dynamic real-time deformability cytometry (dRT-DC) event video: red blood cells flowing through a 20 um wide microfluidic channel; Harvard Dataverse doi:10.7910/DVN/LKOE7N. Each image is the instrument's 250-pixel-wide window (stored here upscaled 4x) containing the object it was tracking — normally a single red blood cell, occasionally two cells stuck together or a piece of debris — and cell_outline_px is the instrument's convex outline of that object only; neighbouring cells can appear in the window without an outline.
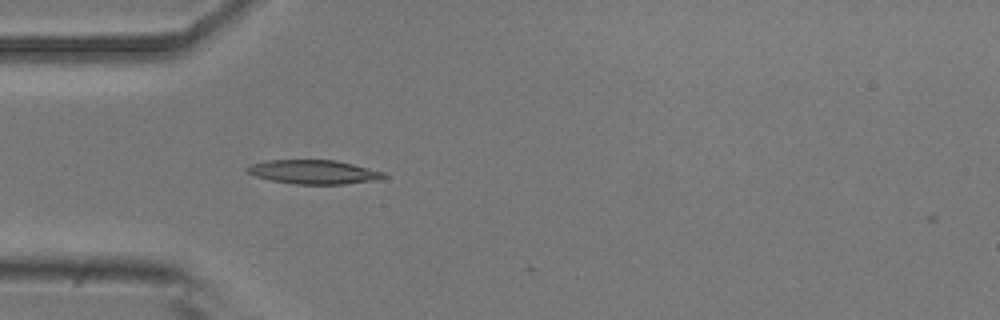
{"species": "common noctule bat (a hibernating species)", "species_latin": "Nyctalus noctula", "temperature_condition": "room temperature", "stored_images_in_passage": 3, "camera_frame_rate_fps": 3000, "um_per_image_px": 0.085, "animal": {"sex": "male", "body_mass_g": 20.5, "forearm_length_mm": 52.5}, "frame": {"image": 1, "passage_image": 2, "time_ms": 0.333, "image_size_px": [1000, 320], "cell_outline_px": [[388, 176], [380, 180], [344, 184], [292, 184], [272, 180], [256, 176], [244, 172], [244, 168], [248, 164], [264, 160], [336, 160], [384, 172]], "centroid_in_image_um": [26.62, 14.61], "position_along_channel_um": 58.4, "area_um2": 19.36}}